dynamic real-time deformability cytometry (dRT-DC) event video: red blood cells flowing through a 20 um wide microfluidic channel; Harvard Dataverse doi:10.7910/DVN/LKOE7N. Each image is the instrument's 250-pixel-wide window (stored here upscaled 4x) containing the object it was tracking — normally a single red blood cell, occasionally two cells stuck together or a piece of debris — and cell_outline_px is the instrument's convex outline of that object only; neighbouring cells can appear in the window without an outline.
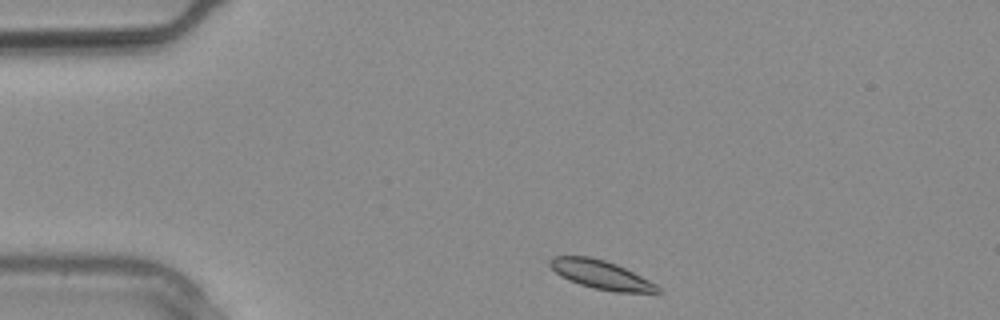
{"species": "common noctule bat (a hibernating species)", "species_latin": "Nyctalus noctula", "temperature_condition": "warm", "stored_images_in_passage": 2, "camera_frame_rate_fps": 3000, "um_per_image_px": 0.085, "animal": {"sex": "male", "body_mass_g": 20.4}, "frame": {"image": 1, "passage_image": 1, "time_ms": 0.0, "image_size_px": [1000, 320], "cell_outline_px": [[664, 292], [616, 292], [596, 288], [580, 284], [568, 280], [560, 276], [548, 264], [548, 260], [552, 256], [588, 256], [604, 260], [616, 264], [656, 284]], "centroid_in_image_um": [51.05, 23.34], "position_along_channel_um": 34.0, "area_um2": 17.74}}